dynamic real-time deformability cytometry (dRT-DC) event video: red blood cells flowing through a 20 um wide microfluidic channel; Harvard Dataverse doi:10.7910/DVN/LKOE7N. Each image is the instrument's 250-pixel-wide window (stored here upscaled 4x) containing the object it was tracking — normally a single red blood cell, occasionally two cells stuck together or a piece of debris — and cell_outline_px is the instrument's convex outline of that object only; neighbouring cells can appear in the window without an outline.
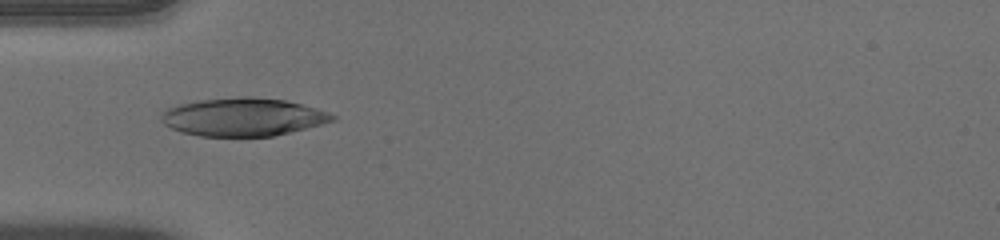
{"species": "human", "species_latin": "Homo sapiens", "temperature_condition": "warm", "stored_images_in_passage": 36, "camera_frame_rate_fps": 3000, "um_per_image_px": 0.085, "donor": {"sex": "male"}, "frame": {"image": 1, "passage_image": 1, "time_ms": 0.0, "image_size_px": [1000, 240], "cell_outline_px": [[336, 120], [272, 136], [200, 136], [184, 132], [172, 128], [164, 124], [160, 120], [160, 112], [176, 104], [196, 100], [240, 96], [252, 96], [284, 100], [300, 104], [336, 116]], "centroid_in_image_um": [20.56, 9.93], "position_along_channel_um": 64.4, "area_um2": 37.74}}
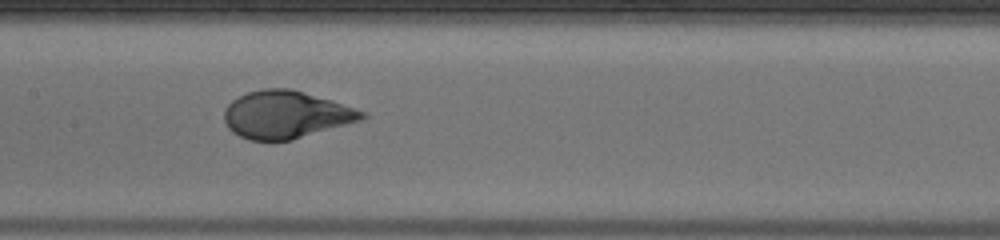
{"frame": {"image": 2, "passage_image": 10, "time_ms": 3.0, "image_size_px": [1000, 240], "cell_outline_px": [[368, 116], [360, 120], [292, 140], [248, 140], [232, 132], [228, 128], [224, 120], [224, 108], [232, 100], [248, 92], [264, 88], [288, 88], [328, 100], [364, 112]], "centroid_in_image_um": [24.22, 9.76], "position_along_channel_um": 183.2, "area_um2": 37.45}}
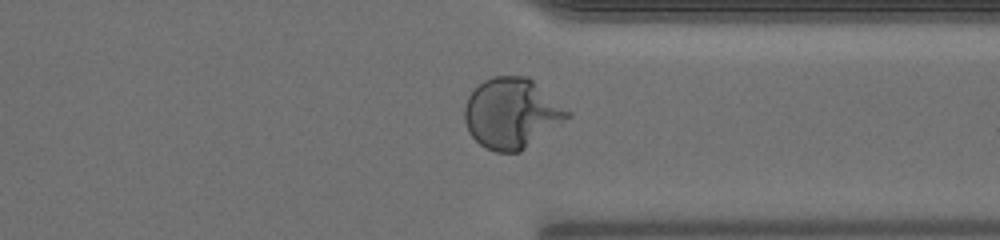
{"frame": {"image": 3, "passage_image": 24, "time_ms": 7.667, "image_size_px": [1000, 240], "cell_outline_px": [[572, 116], [520, 152], [496, 152], [484, 148], [468, 132], [464, 120], [464, 108], [468, 96], [484, 80], [492, 76], [528, 76], [572, 112]], "centroid_in_image_um": [43.5, 9.63], "position_along_channel_um": 367.9, "area_um2": 42.25}, "authors_computed_cell_mechanics": {"area_um2": 39.7086, "velocity_mm_per_s": 3.975, "shape_relaxation_time_tau1_ms": 3.6948, "shape_relaxation_time_tau2_ms": null, "deformation_change_tau1": 0.2487, "deformation_change_tau2": null}}